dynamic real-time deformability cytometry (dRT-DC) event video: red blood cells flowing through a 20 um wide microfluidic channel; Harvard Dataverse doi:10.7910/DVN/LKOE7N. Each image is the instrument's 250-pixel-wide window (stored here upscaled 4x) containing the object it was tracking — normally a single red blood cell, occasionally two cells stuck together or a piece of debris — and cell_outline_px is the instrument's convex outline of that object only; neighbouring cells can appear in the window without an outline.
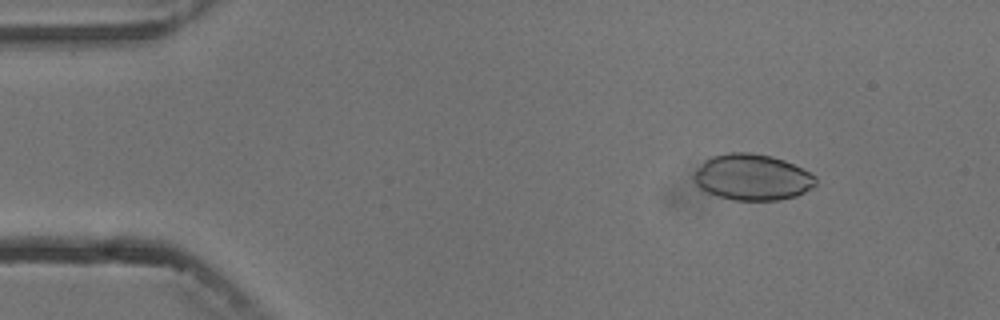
{"species": "common noctule bat (a hibernating species)", "species_latin": "Nyctalus noctula", "temperature_condition": "cold", "stored_images_in_passage": 4, "camera_frame_rate_fps": 3000, "um_per_image_px": 0.085, "animal": {"sex": "male", "body_mass_g": 13.3}, "frame": {"image": 1, "passage_image": 2, "time_ms": 1.333, "image_size_px": [1000, 320], "cell_outline_px": [[816, 184], [812, 188], [796, 196], [780, 200], [732, 200], [716, 196], [700, 188], [696, 184], [696, 172], [704, 160], [712, 156], [728, 152], [748, 152], [772, 156], [784, 160], [816, 176]], "centroid_in_image_um": [63.96, 15.07], "position_along_channel_um": 21.0, "area_um2": 32.54}}